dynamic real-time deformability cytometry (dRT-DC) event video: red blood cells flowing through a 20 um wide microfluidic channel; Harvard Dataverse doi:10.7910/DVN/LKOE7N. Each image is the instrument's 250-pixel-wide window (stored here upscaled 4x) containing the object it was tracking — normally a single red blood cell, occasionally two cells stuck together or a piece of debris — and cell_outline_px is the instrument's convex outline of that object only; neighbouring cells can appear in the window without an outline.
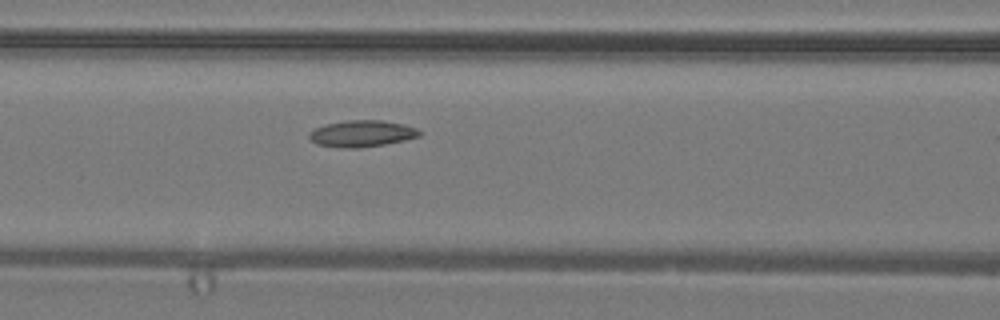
{"species": "common noctule bat (a hibernating species)", "species_latin": "Nyctalus noctula", "temperature_condition": "warm", "stored_images_in_passage": 6, "camera_frame_rate_fps": 3000, "um_per_image_px": 0.085, "animal": {"sex": "male", "body_mass_g": 19.2, "forearm_length_mm": 51.8}, "frame": {"image": 1, "passage_image": 5, "time_ms": 1.333, "image_size_px": [1000, 320], "cell_outline_px": [[420, 136], [404, 140], [384, 144], [360, 148], [344, 148], [316, 144], [308, 136], [308, 132], [324, 124], [344, 120], [380, 120], [404, 124], [416, 128], [420, 132]], "centroid_in_image_um": [30.73, 11.35], "position_along_channel_um": 135.9, "area_um2": 17.05}}